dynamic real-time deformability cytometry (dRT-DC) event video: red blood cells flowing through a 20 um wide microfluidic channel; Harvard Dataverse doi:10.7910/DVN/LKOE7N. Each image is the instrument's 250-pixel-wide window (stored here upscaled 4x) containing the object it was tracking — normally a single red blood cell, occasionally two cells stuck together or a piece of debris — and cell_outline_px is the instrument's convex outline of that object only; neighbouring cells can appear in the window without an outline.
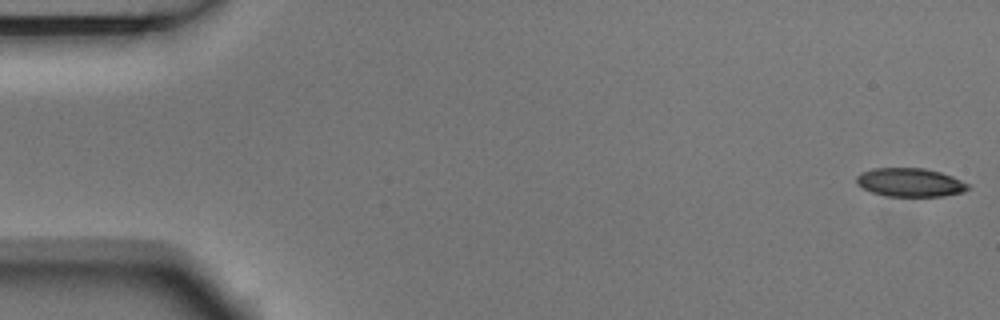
{"species": "Egyptian fruit bat (a non-hibernating species)", "species_latin": "Rousettus aegyptiacus", "temperature_condition": "room temperature", "stored_images_in_passage": 5, "camera_frame_rate_fps": 3000, "um_per_image_px": 0.085, "animal": {"sex": "male"}, "frame": {"image": 1, "passage_image": 1, "time_ms": 0.0, "image_size_px": [1000, 320], "cell_outline_px": [[972, 188], [964, 192], [944, 196], [884, 196], [872, 192], [856, 184], [856, 176], [860, 172], [872, 168], [924, 168], [940, 172], [952, 176], [972, 184]], "centroid_in_image_um": [77.39, 15.5], "position_along_channel_um": 7.6, "area_um2": 18.9}}
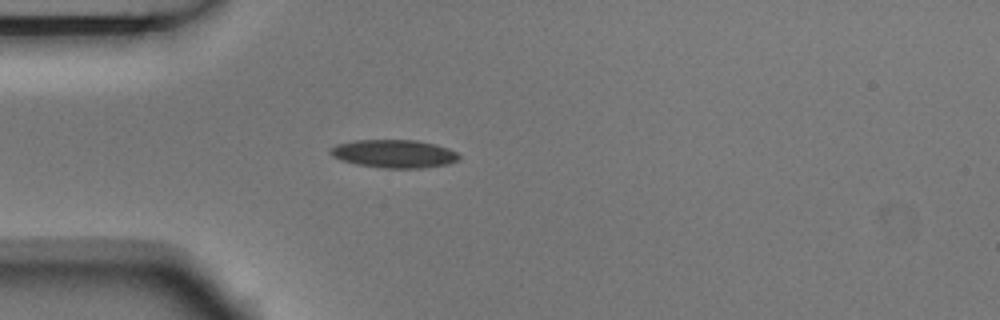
{"frame": {"image": 2, "passage_image": 5, "time_ms": 1.333, "image_size_px": [1000, 320], "cell_outline_px": [[460, 160], [448, 164], [420, 168], [384, 168], [356, 164], [332, 156], [328, 152], [336, 144], [356, 140], [416, 140], [436, 144], [448, 148], [456, 152], [460, 156]], "centroid_in_image_um": [33.53, 13.06], "position_along_channel_um": 51.5, "area_um2": 21.04}}